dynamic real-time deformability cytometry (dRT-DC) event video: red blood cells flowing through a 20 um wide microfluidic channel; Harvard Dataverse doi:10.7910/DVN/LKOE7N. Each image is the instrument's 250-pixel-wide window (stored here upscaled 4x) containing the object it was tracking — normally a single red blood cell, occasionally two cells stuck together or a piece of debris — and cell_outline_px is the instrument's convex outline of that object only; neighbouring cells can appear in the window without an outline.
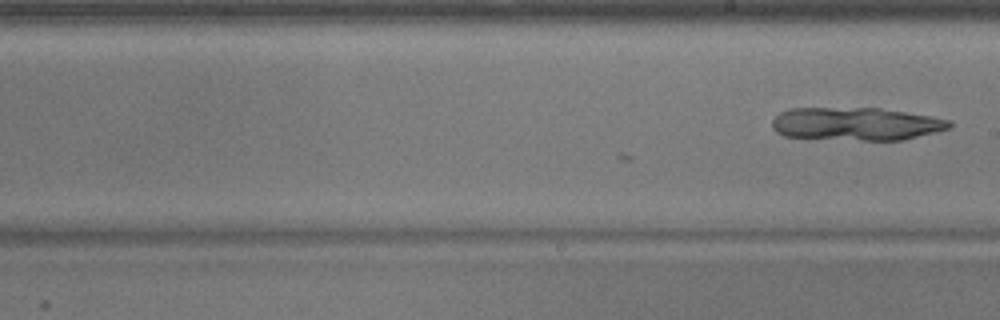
{"species": "common noctule bat (a hibernating species)", "species_latin": "Nyctalus noctula", "temperature_condition": "warm", "stored_images_in_passage": 27, "camera_frame_rate_fps": 3000, "um_per_image_px": 0.085, "animal": {"sex": "male", "body_mass_g": 17.9}, "frame": {"image": 1, "passage_image": 27, "time_ms": 8.667, "image_size_px": [1000, 320], "cell_outline_px": [[952, 128], [900, 140], [864, 140], [784, 136], [776, 132], [772, 128], [772, 120], [780, 112], [788, 108], [880, 108], [952, 120]], "centroid_in_image_um": [72.75, 10.52], "position_along_channel_um": 216.2, "area_um2": 33.87}}